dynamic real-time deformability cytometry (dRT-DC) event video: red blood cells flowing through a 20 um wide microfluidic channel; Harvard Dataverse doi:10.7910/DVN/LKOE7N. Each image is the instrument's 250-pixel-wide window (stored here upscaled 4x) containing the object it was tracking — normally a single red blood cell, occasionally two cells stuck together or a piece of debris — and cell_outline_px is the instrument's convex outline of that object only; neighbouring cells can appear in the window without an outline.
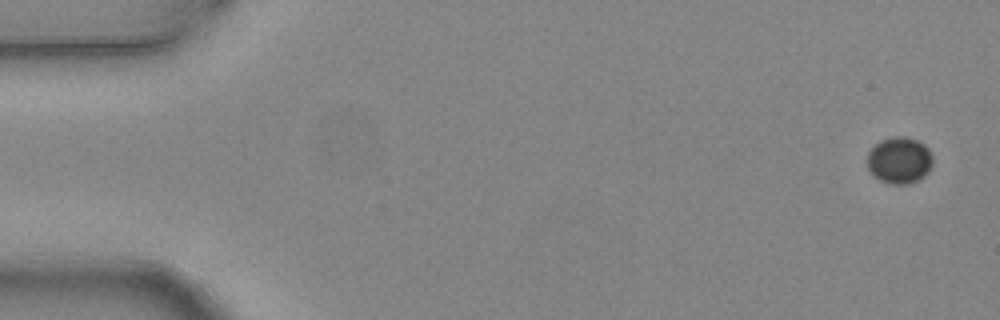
{"species": "common noctule bat (a hibernating species)", "species_latin": "Nyctalus noctula", "temperature_condition": "warm", "stored_images_in_passage": 4, "camera_frame_rate_fps": 3000, "um_per_image_px": 0.085, "animal": {"sex": "female", "body_mass_g": 24.6, "forearm_length_mm": 56.2}, "frame": {"image": 1, "passage_image": 1, "time_ms": 0.0, "image_size_px": [1000, 320], "cell_outline_px": [[932, 164], [928, 172], [924, 176], [908, 184], [892, 184], [880, 180], [872, 176], [868, 168], [868, 152], [880, 140], [892, 136], [904, 136], [916, 140], [924, 144], [928, 148], [932, 156]], "centroid_in_image_um": [76.44, 13.62], "position_along_channel_um": 8.6, "area_um2": 17.8}}
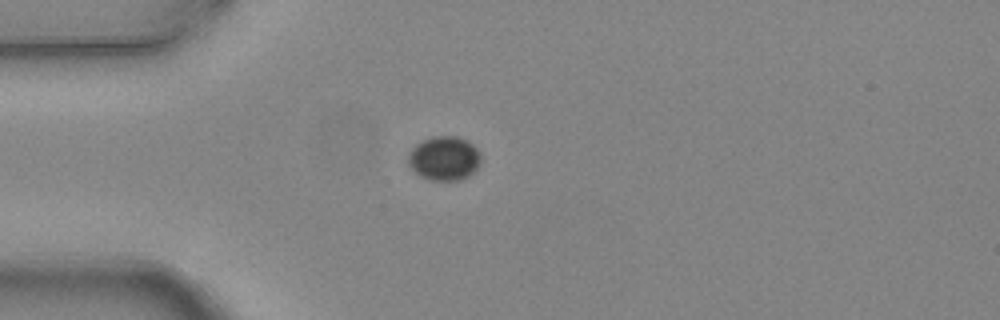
{"frame": {"image": 2, "passage_image": 4, "time_ms": 1.0, "image_size_px": [1000, 320], "cell_outline_px": [[480, 164], [468, 176], [460, 180], [432, 180], [420, 176], [408, 164], [408, 152], [416, 144], [424, 140], [436, 136], [456, 136], [468, 140], [480, 152]], "centroid_in_image_um": [37.76, 13.45], "position_along_channel_um": 47.2, "area_um2": 18.61}}